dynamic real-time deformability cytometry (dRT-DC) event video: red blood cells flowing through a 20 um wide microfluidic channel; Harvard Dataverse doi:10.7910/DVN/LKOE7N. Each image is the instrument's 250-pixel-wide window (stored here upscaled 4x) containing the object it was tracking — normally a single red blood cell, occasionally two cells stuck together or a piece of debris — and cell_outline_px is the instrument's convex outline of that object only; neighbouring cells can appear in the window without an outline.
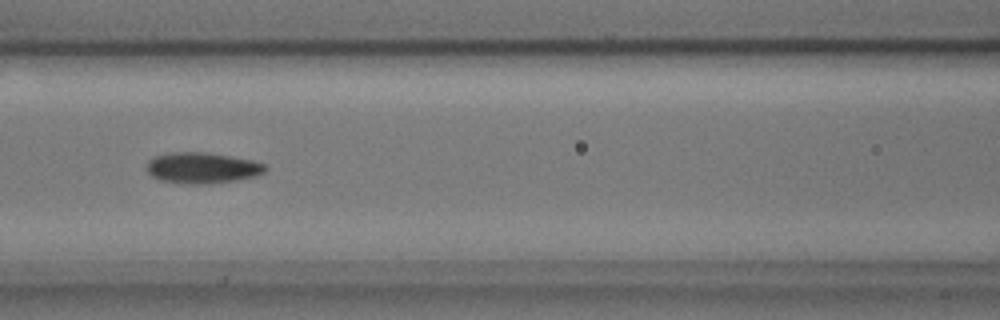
{"species": "common noctule bat (a hibernating species)", "species_latin": "Nyctalus noctula", "temperature_condition": "cold", "stored_images_in_passage": 8, "camera_frame_rate_fps": 3000, "um_per_image_px": 0.085, "animal": {"sex": "male", "body_mass_g": 17.9, "forearm_length_mm": 54.2}, "frame": {"image": 1, "passage_image": 5, "time_ms": 1.333, "image_size_px": [1000, 320], "cell_outline_px": [[268, 168], [264, 172], [256, 176], [236, 180], [208, 184], [188, 184], [160, 180], [152, 176], [148, 172], [148, 160], [152, 156], [168, 152], [208, 152], [252, 160], [264, 164]], "centroid_in_image_um": [17.18, 14.26], "position_along_channel_um": 149.4, "area_um2": 21.5}}
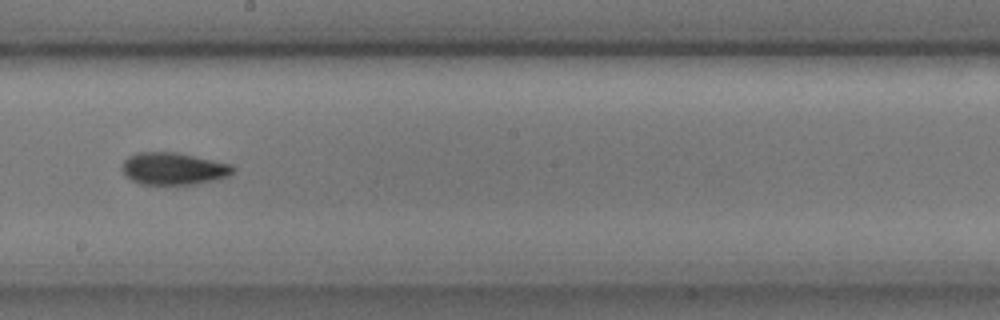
{"frame": {"image": 2, "passage_image": 7, "time_ms": 2.0, "image_size_px": [1000, 320], "cell_outline_px": [[236, 168], [228, 176], [196, 184], [140, 184], [124, 176], [120, 168], [124, 160], [128, 156], [136, 152], [176, 152], [232, 164]], "centroid_in_image_um": [14.7, 14.33], "position_along_channel_um": 233.5, "area_um2": 20.92}}
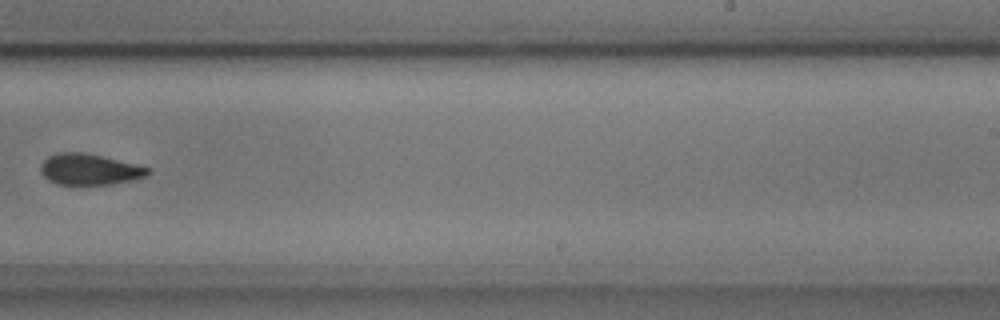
{"frame": {"image": 3, "passage_image": 8, "time_ms": 2.333, "image_size_px": [1000, 320], "cell_outline_px": [[152, 172], [148, 176], [132, 180], [112, 184], [56, 184], [48, 180], [40, 172], [40, 164], [48, 156], [60, 152], [84, 152], [136, 164], [152, 168]], "centroid_in_image_um": [7.62, 14.39], "position_along_channel_um": 281.4, "area_um2": 19.54}}